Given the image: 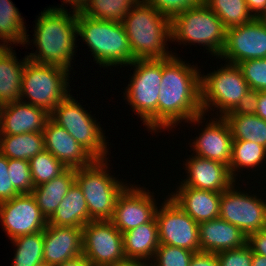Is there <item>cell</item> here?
Listing matches in <instances>:
<instances>
[{
  "mask_svg": "<svg viewBox=\"0 0 266 266\" xmlns=\"http://www.w3.org/2000/svg\"><path fill=\"white\" fill-rule=\"evenodd\" d=\"M192 66L174 54L162 59L158 98L159 131L162 128H175L183 120L193 124L202 123L203 118L205 120L201 106V72L197 70L198 67Z\"/></svg>",
  "mask_w": 266,
  "mask_h": 266,
  "instance_id": "cell-1",
  "label": "cell"
},
{
  "mask_svg": "<svg viewBox=\"0 0 266 266\" xmlns=\"http://www.w3.org/2000/svg\"><path fill=\"white\" fill-rule=\"evenodd\" d=\"M49 7L41 11L35 23L33 44L37 51L27 55L30 61L39 64L56 65L67 70L75 55L77 36V12Z\"/></svg>",
  "mask_w": 266,
  "mask_h": 266,
  "instance_id": "cell-2",
  "label": "cell"
},
{
  "mask_svg": "<svg viewBox=\"0 0 266 266\" xmlns=\"http://www.w3.org/2000/svg\"><path fill=\"white\" fill-rule=\"evenodd\" d=\"M135 59H163L173 55L166 50L171 39V20L142 0L122 21Z\"/></svg>",
  "mask_w": 266,
  "mask_h": 266,
  "instance_id": "cell-3",
  "label": "cell"
},
{
  "mask_svg": "<svg viewBox=\"0 0 266 266\" xmlns=\"http://www.w3.org/2000/svg\"><path fill=\"white\" fill-rule=\"evenodd\" d=\"M77 36L102 67L127 66L136 60L122 22L98 20L77 12Z\"/></svg>",
  "mask_w": 266,
  "mask_h": 266,
  "instance_id": "cell-4",
  "label": "cell"
},
{
  "mask_svg": "<svg viewBox=\"0 0 266 266\" xmlns=\"http://www.w3.org/2000/svg\"><path fill=\"white\" fill-rule=\"evenodd\" d=\"M107 164V159H96L75 173V182L82 190L93 221L111 220L116 201L127 187V183L110 176Z\"/></svg>",
  "mask_w": 266,
  "mask_h": 266,
  "instance_id": "cell-5",
  "label": "cell"
},
{
  "mask_svg": "<svg viewBox=\"0 0 266 266\" xmlns=\"http://www.w3.org/2000/svg\"><path fill=\"white\" fill-rule=\"evenodd\" d=\"M170 29V40H176L179 44H202L216 58L225 46L227 28L204 2L174 16Z\"/></svg>",
  "mask_w": 266,
  "mask_h": 266,
  "instance_id": "cell-6",
  "label": "cell"
},
{
  "mask_svg": "<svg viewBox=\"0 0 266 266\" xmlns=\"http://www.w3.org/2000/svg\"><path fill=\"white\" fill-rule=\"evenodd\" d=\"M70 71L28 60L25 64L19 101L44 109L49 114L69 94ZM69 90V91H68Z\"/></svg>",
  "mask_w": 266,
  "mask_h": 266,
  "instance_id": "cell-7",
  "label": "cell"
},
{
  "mask_svg": "<svg viewBox=\"0 0 266 266\" xmlns=\"http://www.w3.org/2000/svg\"><path fill=\"white\" fill-rule=\"evenodd\" d=\"M134 74L124 97L150 132L158 130V98L162 81V59H136ZM130 103V104H129Z\"/></svg>",
  "mask_w": 266,
  "mask_h": 266,
  "instance_id": "cell-8",
  "label": "cell"
},
{
  "mask_svg": "<svg viewBox=\"0 0 266 266\" xmlns=\"http://www.w3.org/2000/svg\"><path fill=\"white\" fill-rule=\"evenodd\" d=\"M50 119L63 127L95 159H108L107 143L103 131L78 100L68 95L50 113Z\"/></svg>",
  "mask_w": 266,
  "mask_h": 266,
  "instance_id": "cell-9",
  "label": "cell"
},
{
  "mask_svg": "<svg viewBox=\"0 0 266 266\" xmlns=\"http://www.w3.org/2000/svg\"><path fill=\"white\" fill-rule=\"evenodd\" d=\"M249 86L237 64L227 63L217 71L201 75V106L205 114L217 108L224 117L239 103ZM214 106V108H212Z\"/></svg>",
  "mask_w": 266,
  "mask_h": 266,
  "instance_id": "cell-10",
  "label": "cell"
},
{
  "mask_svg": "<svg viewBox=\"0 0 266 266\" xmlns=\"http://www.w3.org/2000/svg\"><path fill=\"white\" fill-rule=\"evenodd\" d=\"M82 255L92 266H112L126 261L123 234L110 220L90 221L82 228Z\"/></svg>",
  "mask_w": 266,
  "mask_h": 266,
  "instance_id": "cell-11",
  "label": "cell"
},
{
  "mask_svg": "<svg viewBox=\"0 0 266 266\" xmlns=\"http://www.w3.org/2000/svg\"><path fill=\"white\" fill-rule=\"evenodd\" d=\"M233 183L221 193L219 217L238 227L246 236L265 230L266 199L235 189Z\"/></svg>",
  "mask_w": 266,
  "mask_h": 266,
  "instance_id": "cell-12",
  "label": "cell"
},
{
  "mask_svg": "<svg viewBox=\"0 0 266 266\" xmlns=\"http://www.w3.org/2000/svg\"><path fill=\"white\" fill-rule=\"evenodd\" d=\"M163 203L155 215L159 243L199 252V223L181 209L170 195Z\"/></svg>",
  "mask_w": 266,
  "mask_h": 266,
  "instance_id": "cell-13",
  "label": "cell"
},
{
  "mask_svg": "<svg viewBox=\"0 0 266 266\" xmlns=\"http://www.w3.org/2000/svg\"><path fill=\"white\" fill-rule=\"evenodd\" d=\"M220 58L237 65L246 60L266 58V23L255 18L246 24L227 28Z\"/></svg>",
  "mask_w": 266,
  "mask_h": 266,
  "instance_id": "cell-14",
  "label": "cell"
},
{
  "mask_svg": "<svg viewBox=\"0 0 266 266\" xmlns=\"http://www.w3.org/2000/svg\"><path fill=\"white\" fill-rule=\"evenodd\" d=\"M0 220L11 240L44 231L48 224L32 194H20L0 203Z\"/></svg>",
  "mask_w": 266,
  "mask_h": 266,
  "instance_id": "cell-15",
  "label": "cell"
},
{
  "mask_svg": "<svg viewBox=\"0 0 266 266\" xmlns=\"http://www.w3.org/2000/svg\"><path fill=\"white\" fill-rule=\"evenodd\" d=\"M150 193L145 188L127 185L120 194L110 221L122 234L155 218L158 207Z\"/></svg>",
  "mask_w": 266,
  "mask_h": 266,
  "instance_id": "cell-16",
  "label": "cell"
},
{
  "mask_svg": "<svg viewBox=\"0 0 266 266\" xmlns=\"http://www.w3.org/2000/svg\"><path fill=\"white\" fill-rule=\"evenodd\" d=\"M187 178L179 187H191L199 190H210L222 193L233 183L229 167L218 161H213L194 155L186 160Z\"/></svg>",
  "mask_w": 266,
  "mask_h": 266,
  "instance_id": "cell-17",
  "label": "cell"
},
{
  "mask_svg": "<svg viewBox=\"0 0 266 266\" xmlns=\"http://www.w3.org/2000/svg\"><path fill=\"white\" fill-rule=\"evenodd\" d=\"M45 150L67 168H82L92 164L96 159L78 143L63 127L57 125L50 118L44 130Z\"/></svg>",
  "mask_w": 266,
  "mask_h": 266,
  "instance_id": "cell-18",
  "label": "cell"
},
{
  "mask_svg": "<svg viewBox=\"0 0 266 266\" xmlns=\"http://www.w3.org/2000/svg\"><path fill=\"white\" fill-rule=\"evenodd\" d=\"M219 118V119H218ZM211 118L192 146L197 156L229 166L232 157L233 137L224 117ZM215 119V121H214Z\"/></svg>",
  "mask_w": 266,
  "mask_h": 266,
  "instance_id": "cell-19",
  "label": "cell"
},
{
  "mask_svg": "<svg viewBox=\"0 0 266 266\" xmlns=\"http://www.w3.org/2000/svg\"><path fill=\"white\" fill-rule=\"evenodd\" d=\"M43 240V262L50 265H59L82 255V228L47 224Z\"/></svg>",
  "mask_w": 266,
  "mask_h": 266,
  "instance_id": "cell-20",
  "label": "cell"
},
{
  "mask_svg": "<svg viewBox=\"0 0 266 266\" xmlns=\"http://www.w3.org/2000/svg\"><path fill=\"white\" fill-rule=\"evenodd\" d=\"M49 118L44 109L22 101L4 104L0 112V135L43 133Z\"/></svg>",
  "mask_w": 266,
  "mask_h": 266,
  "instance_id": "cell-21",
  "label": "cell"
},
{
  "mask_svg": "<svg viewBox=\"0 0 266 266\" xmlns=\"http://www.w3.org/2000/svg\"><path fill=\"white\" fill-rule=\"evenodd\" d=\"M200 251L218 253L247 244L246 236L238 227L218 217L199 223Z\"/></svg>",
  "mask_w": 266,
  "mask_h": 266,
  "instance_id": "cell-22",
  "label": "cell"
},
{
  "mask_svg": "<svg viewBox=\"0 0 266 266\" xmlns=\"http://www.w3.org/2000/svg\"><path fill=\"white\" fill-rule=\"evenodd\" d=\"M178 189V191H177ZM170 197L197 223L219 217L221 193L191 187H177Z\"/></svg>",
  "mask_w": 266,
  "mask_h": 266,
  "instance_id": "cell-23",
  "label": "cell"
},
{
  "mask_svg": "<svg viewBox=\"0 0 266 266\" xmlns=\"http://www.w3.org/2000/svg\"><path fill=\"white\" fill-rule=\"evenodd\" d=\"M158 225L156 218L151 222L123 233L124 254L126 260L148 262L154 258L159 247Z\"/></svg>",
  "mask_w": 266,
  "mask_h": 266,
  "instance_id": "cell-24",
  "label": "cell"
},
{
  "mask_svg": "<svg viewBox=\"0 0 266 266\" xmlns=\"http://www.w3.org/2000/svg\"><path fill=\"white\" fill-rule=\"evenodd\" d=\"M12 48L0 46V102L2 105L19 101L23 71L29 60L25 56L19 62Z\"/></svg>",
  "mask_w": 266,
  "mask_h": 266,
  "instance_id": "cell-25",
  "label": "cell"
},
{
  "mask_svg": "<svg viewBox=\"0 0 266 266\" xmlns=\"http://www.w3.org/2000/svg\"><path fill=\"white\" fill-rule=\"evenodd\" d=\"M90 221L93 220L89 217L85 197L81 188L74 182L54 214L48 219V224L83 228Z\"/></svg>",
  "mask_w": 266,
  "mask_h": 266,
  "instance_id": "cell-26",
  "label": "cell"
},
{
  "mask_svg": "<svg viewBox=\"0 0 266 266\" xmlns=\"http://www.w3.org/2000/svg\"><path fill=\"white\" fill-rule=\"evenodd\" d=\"M76 169L67 168L62 174L40 186L34 187L32 195L42 214L48 220L56 211L64 196L75 182Z\"/></svg>",
  "mask_w": 266,
  "mask_h": 266,
  "instance_id": "cell-27",
  "label": "cell"
},
{
  "mask_svg": "<svg viewBox=\"0 0 266 266\" xmlns=\"http://www.w3.org/2000/svg\"><path fill=\"white\" fill-rule=\"evenodd\" d=\"M45 150L43 133L0 135V152L8 159L30 160Z\"/></svg>",
  "mask_w": 266,
  "mask_h": 266,
  "instance_id": "cell-28",
  "label": "cell"
},
{
  "mask_svg": "<svg viewBox=\"0 0 266 266\" xmlns=\"http://www.w3.org/2000/svg\"><path fill=\"white\" fill-rule=\"evenodd\" d=\"M21 13L11 0H0V46L30 44ZM27 34V35H26ZM28 39V40H27ZM29 42V43H27ZM10 43V44H8Z\"/></svg>",
  "mask_w": 266,
  "mask_h": 266,
  "instance_id": "cell-29",
  "label": "cell"
},
{
  "mask_svg": "<svg viewBox=\"0 0 266 266\" xmlns=\"http://www.w3.org/2000/svg\"><path fill=\"white\" fill-rule=\"evenodd\" d=\"M224 118L230 127L233 140L251 141L266 148V120L256 114L232 115L230 112Z\"/></svg>",
  "mask_w": 266,
  "mask_h": 266,
  "instance_id": "cell-30",
  "label": "cell"
},
{
  "mask_svg": "<svg viewBox=\"0 0 266 266\" xmlns=\"http://www.w3.org/2000/svg\"><path fill=\"white\" fill-rule=\"evenodd\" d=\"M266 158V148L258 143L243 140H233L232 157L229 164V171L236 181V171L240 168H256L263 163ZM239 170V171H238Z\"/></svg>",
  "mask_w": 266,
  "mask_h": 266,
  "instance_id": "cell-31",
  "label": "cell"
},
{
  "mask_svg": "<svg viewBox=\"0 0 266 266\" xmlns=\"http://www.w3.org/2000/svg\"><path fill=\"white\" fill-rule=\"evenodd\" d=\"M142 0H88L81 11L93 19L122 22Z\"/></svg>",
  "mask_w": 266,
  "mask_h": 266,
  "instance_id": "cell-32",
  "label": "cell"
},
{
  "mask_svg": "<svg viewBox=\"0 0 266 266\" xmlns=\"http://www.w3.org/2000/svg\"><path fill=\"white\" fill-rule=\"evenodd\" d=\"M226 28L246 24L255 19L245 0H204Z\"/></svg>",
  "mask_w": 266,
  "mask_h": 266,
  "instance_id": "cell-33",
  "label": "cell"
},
{
  "mask_svg": "<svg viewBox=\"0 0 266 266\" xmlns=\"http://www.w3.org/2000/svg\"><path fill=\"white\" fill-rule=\"evenodd\" d=\"M16 246L13 266H35L43 262V231L23 235L11 240Z\"/></svg>",
  "mask_w": 266,
  "mask_h": 266,
  "instance_id": "cell-34",
  "label": "cell"
},
{
  "mask_svg": "<svg viewBox=\"0 0 266 266\" xmlns=\"http://www.w3.org/2000/svg\"><path fill=\"white\" fill-rule=\"evenodd\" d=\"M29 163L34 187L47 183L67 169L62 162L47 150L33 156Z\"/></svg>",
  "mask_w": 266,
  "mask_h": 266,
  "instance_id": "cell-35",
  "label": "cell"
},
{
  "mask_svg": "<svg viewBox=\"0 0 266 266\" xmlns=\"http://www.w3.org/2000/svg\"><path fill=\"white\" fill-rule=\"evenodd\" d=\"M8 174L13 187L20 194H32L34 182L28 160L8 159Z\"/></svg>",
  "mask_w": 266,
  "mask_h": 266,
  "instance_id": "cell-36",
  "label": "cell"
},
{
  "mask_svg": "<svg viewBox=\"0 0 266 266\" xmlns=\"http://www.w3.org/2000/svg\"><path fill=\"white\" fill-rule=\"evenodd\" d=\"M194 253L185 248L159 244L153 262L157 266H190Z\"/></svg>",
  "mask_w": 266,
  "mask_h": 266,
  "instance_id": "cell-37",
  "label": "cell"
},
{
  "mask_svg": "<svg viewBox=\"0 0 266 266\" xmlns=\"http://www.w3.org/2000/svg\"><path fill=\"white\" fill-rule=\"evenodd\" d=\"M249 89L266 91V58L246 60L238 64Z\"/></svg>",
  "mask_w": 266,
  "mask_h": 266,
  "instance_id": "cell-38",
  "label": "cell"
},
{
  "mask_svg": "<svg viewBox=\"0 0 266 266\" xmlns=\"http://www.w3.org/2000/svg\"><path fill=\"white\" fill-rule=\"evenodd\" d=\"M152 6L157 12L167 16L170 20L184 12L185 10L196 7L204 2V0H144Z\"/></svg>",
  "mask_w": 266,
  "mask_h": 266,
  "instance_id": "cell-39",
  "label": "cell"
},
{
  "mask_svg": "<svg viewBox=\"0 0 266 266\" xmlns=\"http://www.w3.org/2000/svg\"><path fill=\"white\" fill-rule=\"evenodd\" d=\"M220 266H251L253 251L249 244L216 253Z\"/></svg>",
  "mask_w": 266,
  "mask_h": 266,
  "instance_id": "cell-40",
  "label": "cell"
},
{
  "mask_svg": "<svg viewBox=\"0 0 266 266\" xmlns=\"http://www.w3.org/2000/svg\"><path fill=\"white\" fill-rule=\"evenodd\" d=\"M18 195L20 193L13 187L8 174V158L0 152V203Z\"/></svg>",
  "mask_w": 266,
  "mask_h": 266,
  "instance_id": "cell-41",
  "label": "cell"
},
{
  "mask_svg": "<svg viewBox=\"0 0 266 266\" xmlns=\"http://www.w3.org/2000/svg\"><path fill=\"white\" fill-rule=\"evenodd\" d=\"M259 91L249 89L240 99L237 106L230 112L232 115L255 114L258 108Z\"/></svg>",
  "mask_w": 266,
  "mask_h": 266,
  "instance_id": "cell-42",
  "label": "cell"
},
{
  "mask_svg": "<svg viewBox=\"0 0 266 266\" xmlns=\"http://www.w3.org/2000/svg\"><path fill=\"white\" fill-rule=\"evenodd\" d=\"M247 243L251 247L253 253L266 257V230L250 234Z\"/></svg>",
  "mask_w": 266,
  "mask_h": 266,
  "instance_id": "cell-43",
  "label": "cell"
},
{
  "mask_svg": "<svg viewBox=\"0 0 266 266\" xmlns=\"http://www.w3.org/2000/svg\"><path fill=\"white\" fill-rule=\"evenodd\" d=\"M190 266H220L216 253L195 252L191 258Z\"/></svg>",
  "mask_w": 266,
  "mask_h": 266,
  "instance_id": "cell-44",
  "label": "cell"
},
{
  "mask_svg": "<svg viewBox=\"0 0 266 266\" xmlns=\"http://www.w3.org/2000/svg\"><path fill=\"white\" fill-rule=\"evenodd\" d=\"M255 18H261L266 12V0H245Z\"/></svg>",
  "mask_w": 266,
  "mask_h": 266,
  "instance_id": "cell-45",
  "label": "cell"
},
{
  "mask_svg": "<svg viewBox=\"0 0 266 266\" xmlns=\"http://www.w3.org/2000/svg\"><path fill=\"white\" fill-rule=\"evenodd\" d=\"M255 114L266 120V91H259L258 108Z\"/></svg>",
  "mask_w": 266,
  "mask_h": 266,
  "instance_id": "cell-46",
  "label": "cell"
},
{
  "mask_svg": "<svg viewBox=\"0 0 266 266\" xmlns=\"http://www.w3.org/2000/svg\"><path fill=\"white\" fill-rule=\"evenodd\" d=\"M55 266H92V264L84 255H81L75 259H71Z\"/></svg>",
  "mask_w": 266,
  "mask_h": 266,
  "instance_id": "cell-47",
  "label": "cell"
},
{
  "mask_svg": "<svg viewBox=\"0 0 266 266\" xmlns=\"http://www.w3.org/2000/svg\"><path fill=\"white\" fill-rule=\"evenodd\" d=\"M63 3L71 4L74 12H81L87 5L88 0H63Z\"/></svg>",
  "mask_w": 266,
  "mask_h": 266,
  "instance_id": "cell-48",
  "label": "cell"
},
{
  "mask_svg": "<svg viewBox=\"0 0 266 266\" xmlns=\"http://www.w3.org/2000/svg\"><path fill=\"white\" fill-rule=\"evenodd\" d=\"M251 266H266V257L253 253Z\"/></svg>",
  "mask_w": 266,
  "mask_h": 266,
  "instance_id": "cell-49",
  "label": "cell"
},
{
  "mask_svg": "<svg viewBox=\"0 0 266 266\" xmlns=\"http://www.w3.org/2000/svg\"><path fill=\"white\" fill-rule=\"evenodd\" d=\"M112 266H144V262L141 261H131V260H126L125 262L115 264Z\"/></svg>",
  "mask_w": 266,
  "mask_h": 266,
  "instance_id": "cell-50",
  "label": "cell"
},
{
  "mask_svg": "<svg viewBox=\"0 0 266 266\" xmlns=\"http://www.w3.org/2000/svg\"><path fill=\"white\" fill-rule=\"evenodd\" d=\"M153 261H151V263H148V261L144 262V266H157L155 263H152Z\"/></svg>",
  "mask_w": 266,
  "mask_h": 266,
  "instance_id": "cell-51",
  "label": "cell"
},
{
  "mask_svg": "<svg viewBox=\"0 0 266 266\" xmlns=\"http://www.w3.org/2000/svg\"><path fill=\"white\" fill-rule=\"evenodd\" d=\"M35 266H54V265H50V264H48L46 262H42V263H40L38 265H35Z\"/></svg>",
  "mask_w": 266,
  "mask_h": 266,
  "instance_id": "cell-52",
  "label": "cell"
},
{
  "mask_svg": "<svg viewBox=\"0 0 266 266\" xmlns=\"http://www.w3.org/2000/svg\"><path fill=\"white\" fill-rule=\"evenodd\" d=\"M261 19L266 23V12L263 14V16L261 17Z\"/></svg>",
  "mask_w": 266,
  "mask_h": 266,
  "instance_id": "cell-53",
  "label": "cell"
},
{
  "mask_svg": "<svg viewBox=\"0 0 266 266\" xmlns=\"http://www.w3.org/2000/svg\"><path fill=\"white\" fill-rule=\"evenodd\" d=\"M2 106H3V105H2V103L0 102V112H1V110H2Z\"/></svg>",
  "mask_w": 266,
  "mask_h": 266,
  "instance_id": "cell-54",
  "label": "cell"
}]
</instances>
